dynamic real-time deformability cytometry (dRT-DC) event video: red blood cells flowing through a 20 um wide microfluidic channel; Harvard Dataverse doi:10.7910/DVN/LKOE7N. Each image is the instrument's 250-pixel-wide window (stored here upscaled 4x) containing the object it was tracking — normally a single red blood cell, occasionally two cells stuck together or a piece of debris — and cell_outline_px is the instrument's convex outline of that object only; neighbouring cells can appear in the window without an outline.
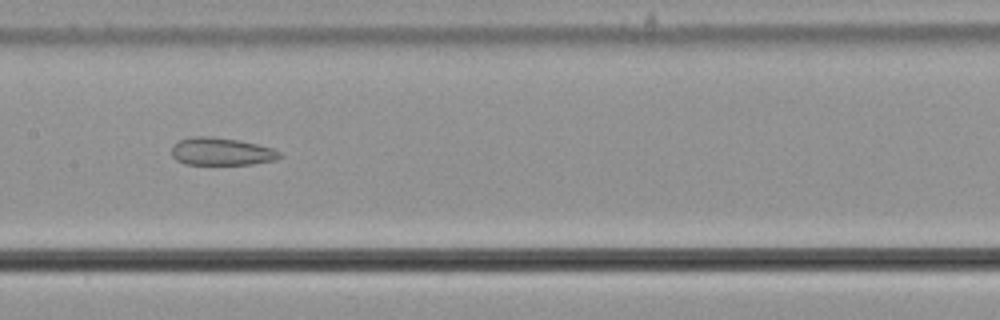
{"species": "common noctule bat (a hibernating species)", "species_latin": "Nyctalus noctula", "temperature_condition": "cold", "stored_images_in_passage": 42, "camera_frame_rate_fps": 3000, "um_per_image_px": 0.085, "animal": {"sex": "male", "body_mass_g": 21.5, "forearm_length_mm": 52.0}, "frame": {"image": 1, "passage_image": 20, "time_ms": 6.333, "image_size_px": [1000, 320], "cell_outline_px": [[284, 156], [276, 160], [252, 164], [184, 164], [176, 160], [172, 156], [172, 148], [180, 140], [192, 136], [212, 136], [240, 140], [272, 148], [280, 152]], "centroid_in_image_um": [18.84, 12.88], "position_along_channel_um": 188.6, "area_um2": 17.46}}
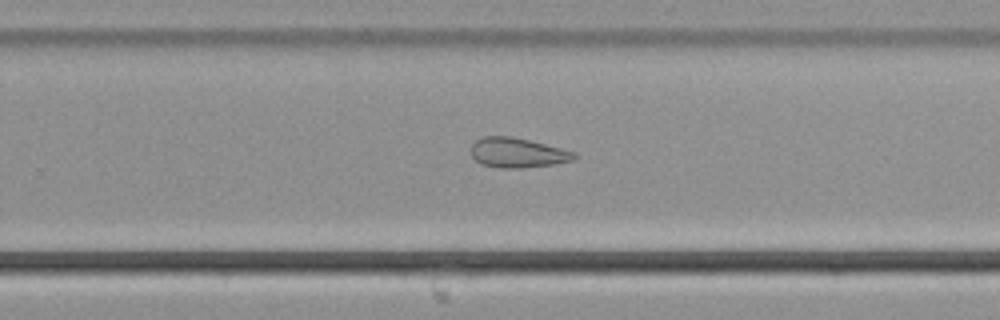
{"frame": {"image": 2, "passage_image": 28, "time_ms": 9.0, "image_size_px": [1000, 320], "cell_outline_px": [[576, 160], [556, 164], [524, 168], [500, 168], [480, 164], [472, 156], [472, 144], [476, 140], [484, 136], [512, 136], [576, 152]], "centroid_in_image_um": [44.0, 12.99], "position_along_channel_um": 285.8, "area_um2": 17.98}}
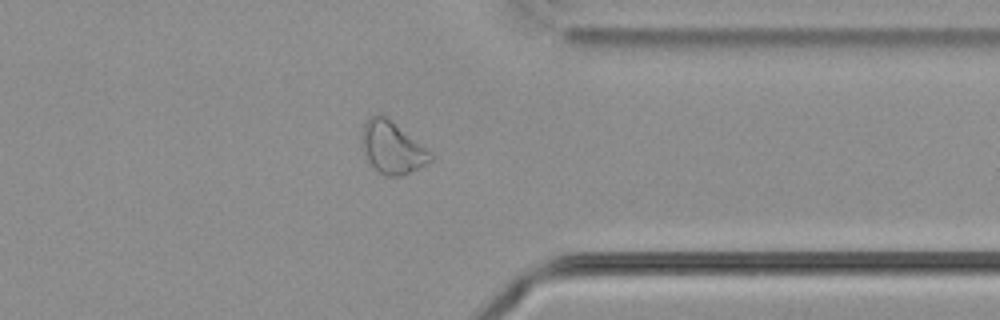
{"frame": {"image": 3, "passage_image": 36, "time_ms": 11.667, "image_size_px": [1000, 320], "cell_outline_px": [[432, 160], [400, 176], [384, 176], [364, 156], [364, 124], [368, 116], [376, 112], [384, 112], [432, 152]], "centroid_in_image_um": [33.35, 12.46], "position_along_channel_um": 378.1, "area_um2": 20.87}, "authors_computed_cell_mechanics": {"area_um2": 19.7676, "velocity_mm_per_s": 3.6582, "shape_relaxation_time_tau1_ms": null, "shape_relaxation_time_tau2_ms": 2.2684, "deformation_change_tau1": null, "deformation_change_tau2": 0.0919}}